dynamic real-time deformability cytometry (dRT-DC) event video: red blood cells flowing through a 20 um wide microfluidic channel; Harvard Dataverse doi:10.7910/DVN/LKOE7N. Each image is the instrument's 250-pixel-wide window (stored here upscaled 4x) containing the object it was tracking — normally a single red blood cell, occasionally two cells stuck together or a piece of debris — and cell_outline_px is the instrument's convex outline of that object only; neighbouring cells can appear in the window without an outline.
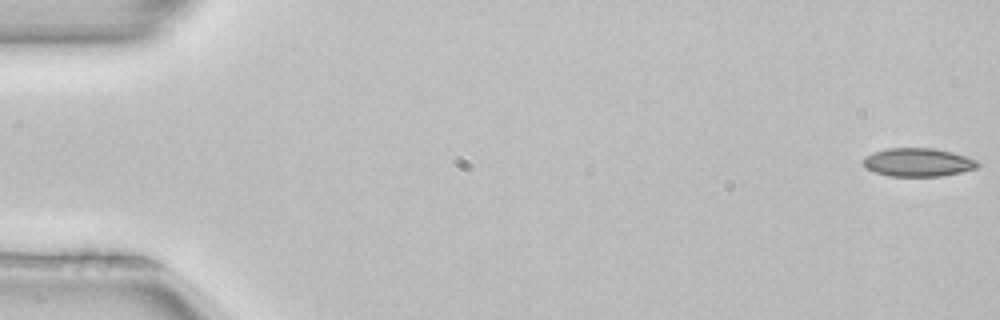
{"species": "common noctule bat (a hibernating species)", "species_latin": "Nyctalus noctula", "temperature_condition": "room temperature", "stored_images_in_passage": 4, "camera_frame_rate_fps": 3000, "um_per_image_px": 0.085, "animal": {"sex": "female", "body_mass_g": 22.7, "forearm_length_mm": 54.2}, "frame": {"image": 1, "passage_image": 1, "time_ms": 0.0, "image_size_px": [1000, 320], "cell_outline_px": [[980, 164], [976, 168], [960, 172], [940, 176], [888, 176], [864, 168], [860, 160], [864, 156], [872, 152], [888, 148], [932, 148], [952, 152], [976, 160]], "centroid_in_image_um": [77.95, 13.79], "position_along_channel_um": 7.1, "area_um2": 19.02}}
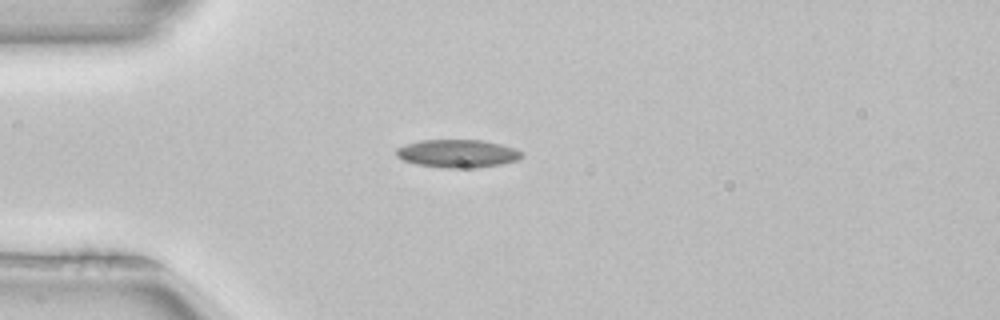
{"frame": {"image": 2, "passage_image": 4, "time_ms": 1.0, "image_size_px": [1000, 320], "cell_outline_px": [[524, 156], [516, 160], [500, 164], [472, 168], [440, 168], [416, 164], [404, 160], [396, 156], [396, 148], [404, 144], [420, 140], [484, 140], [516, 148]], "centroid_in_image_um": [38.86, 13.05], "position_along_channel_um": 46.1, "area_um2": 20.58}}